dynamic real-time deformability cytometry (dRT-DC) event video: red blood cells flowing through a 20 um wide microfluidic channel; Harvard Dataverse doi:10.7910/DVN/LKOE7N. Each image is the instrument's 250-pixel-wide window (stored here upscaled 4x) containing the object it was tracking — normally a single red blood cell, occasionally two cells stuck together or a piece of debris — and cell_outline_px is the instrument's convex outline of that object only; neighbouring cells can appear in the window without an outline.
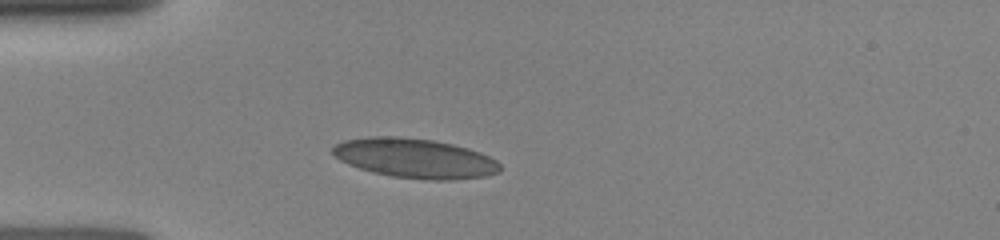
{"species": "human", "species_latin": "Homo sapiens", "temperature_condition": "room temperature", "stored_images_in_passage": 4, "camera_frame_rate_fps": 3000, "um_per_image_px": 0.085, "donor": {"sex": "female"}, "frame": {"image": 1, "passage_image": 3, "time_ms": 2.667, "image_size_px": [1000, 240], "cell_outline_px": [[500, 172], [484, 176], [448, 180], [428, 180], [392, 176], [372, 172], [348, 164], [332, 156], [332, 148], [336, 144], [344, 140], [368, 136], [396, 136], [432, 140], [452, 144], [468, 148], [480, 152], [496, 160], [500, 164]], "centroid_in_image_um": [35.24, 13.44], "position_along_channel_um": 49.8, "area_um2": 38.61}}